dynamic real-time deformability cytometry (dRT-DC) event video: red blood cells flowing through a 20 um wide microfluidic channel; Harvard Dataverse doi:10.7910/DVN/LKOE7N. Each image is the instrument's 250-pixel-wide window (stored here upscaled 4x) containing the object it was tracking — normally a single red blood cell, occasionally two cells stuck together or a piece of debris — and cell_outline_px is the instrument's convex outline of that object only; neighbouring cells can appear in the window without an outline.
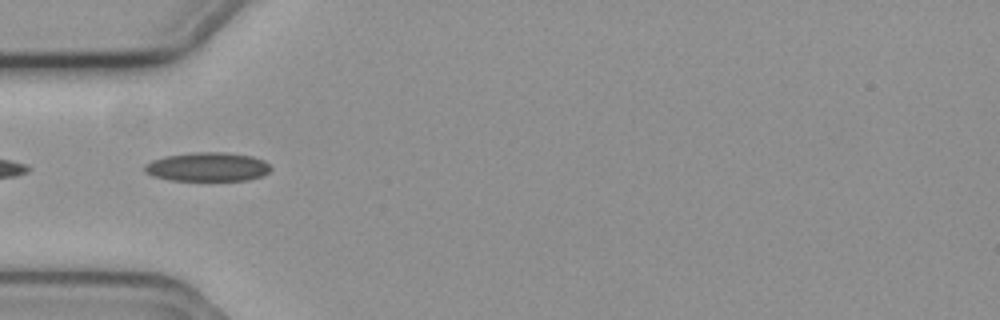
{"species": "common noctule bat (a hibernating species)", "species_latin": "Nyctalus noctula", "temperature_condition": "cold", "stored_images_in_passage": 4, "camera_frame_rate_fps": 3000, "um_per_image_px": 0.085, "animal": {"sex": "female", "body_mass_g": 19.3, "forearm_length_mm": 54.1}, "frame": {"image": 1, "passage_image": 2, "time_ms": 0.333, "image_size_px": [1000, 320], "cell_outline_px": [[272, 168], [264, 176], [248, 180], [172, 180], [152, 176], [144, 172], [144, 164], [152, 160], [164, 156], [192, 152], [224, 152], [252, 156], [264, 160]], "centroid_in_image_um": [17.63, 14.18], "position_along_channel_um": 67.4, "area_um2": 21.44}}
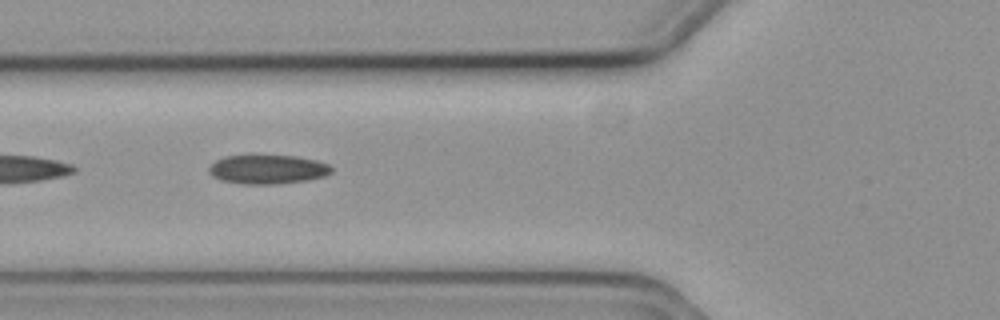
{"frame": {"image": 2, "passage_image": 3, "time_ms": 0.667, "image_size_px": [1000, 320], "cell_outline_px": [[332, 172], [324, 176], [308, 180], [276, 184], [244, 184], [220, 180], [212, 176], [208, 172], [208, 168], [216, 160], [224, 156], [248, 152], [252, 152], [296, 156], [316, 160], [328, 164], [332, 168]], "centroid_in_image_um": [22.69, 14.34], "position_along_channel_um": 103.1, "area_um2": 21.79}}